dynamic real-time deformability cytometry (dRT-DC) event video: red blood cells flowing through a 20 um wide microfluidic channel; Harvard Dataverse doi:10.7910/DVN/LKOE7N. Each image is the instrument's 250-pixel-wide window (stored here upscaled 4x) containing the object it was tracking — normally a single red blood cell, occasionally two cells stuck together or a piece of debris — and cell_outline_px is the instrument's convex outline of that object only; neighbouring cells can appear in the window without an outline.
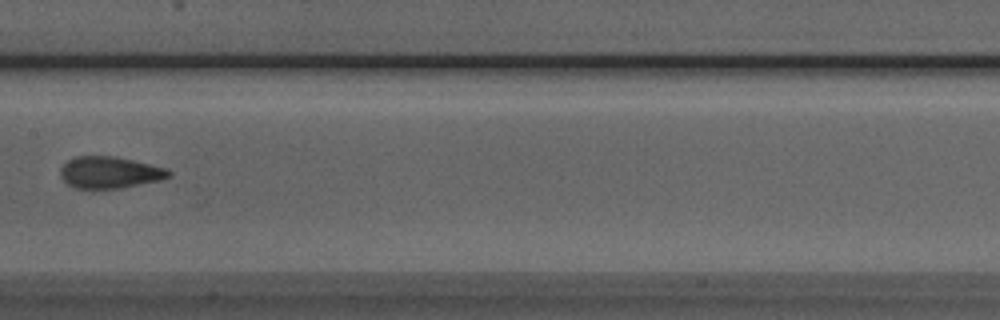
{"species": "Egyptian fruit bat (a non-hibernating species)", "species_latin": "Rousettus aegyptiacus", "temperature_condition": "room temperature", "stored_images_in_passage": 8, "camera_frame_rate_fps": 3000, "um_per_image_px": 0.085, "animal": {"sex": "male"}, "frame": {"image": 1, "passage_image": 7, "time_ms": 8.0, "image_size_px": [1000, 320], "cell_outline_px": [[172, 172], [168, 176], [160, 180], [120, 188], [76, 188], [68, 184], [60, 176], [60, 168], [68, 160], [76, 156], [112, 156], [132, 160], [168, 168]], "centroid_in_image_um": [9.31, 14.65], "position_along_channel_um": 198.1, "area_um2": 19.83}}
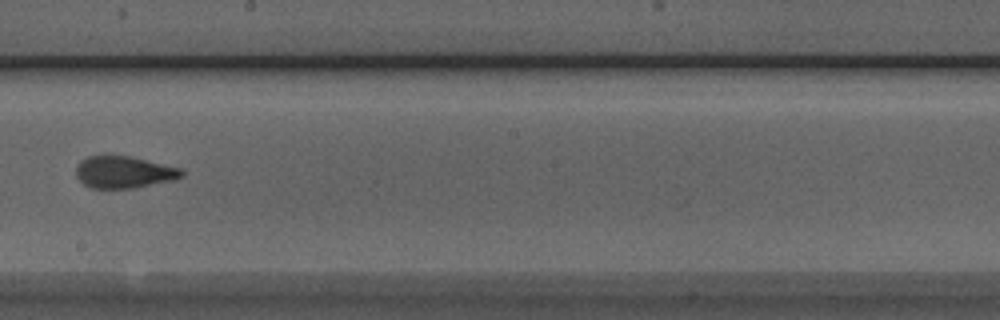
{"frame": {"image": 2, "passage_image": 8, "time_ms": 9.0, "image_size_px": [1000, 320], "cell_outline_px": [[184, 176], [176, 180], [136, 188], [92, 188], [84, 184], [76, 176], [76, 164], [80, 160], [88, 156], [104, 152], [132, 156], [180, 168], [184, 172]], "centroid_in_image_um": [10.51, 14.59], "position_along_channel_um": 237.7, "area_um2": 20.52}}